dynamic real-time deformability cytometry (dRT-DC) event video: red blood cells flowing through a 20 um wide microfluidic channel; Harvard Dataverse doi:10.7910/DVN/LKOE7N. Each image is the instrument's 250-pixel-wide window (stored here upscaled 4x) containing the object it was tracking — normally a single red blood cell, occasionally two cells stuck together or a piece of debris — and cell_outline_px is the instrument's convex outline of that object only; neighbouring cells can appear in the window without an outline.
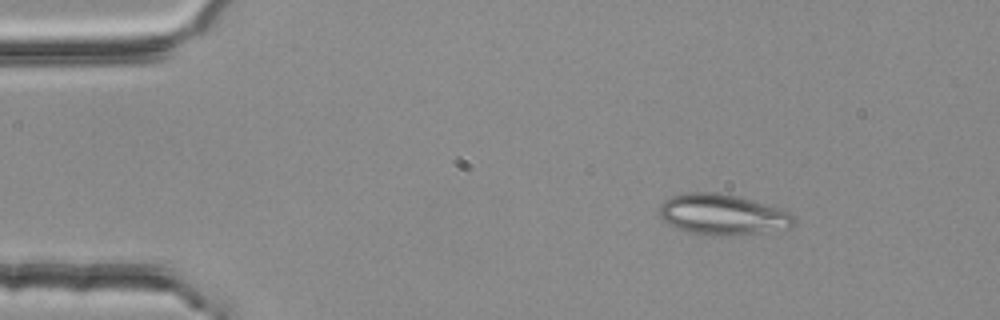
{"species": "common noctule bat (a hibernating species)", "species_latin": "Nyctalus noctula", "temperature_condition": "room temperature", "stored_images_in_passage": 46, "segment_of_instrument_passage": [1, 2], "camera_frame_rate_fps": 3000, "um_per_image_px": 0.085, "animal": {"sex": "female", "body_mass_g": 25.1}, "frame": {"image": 1, "passage_image": 1, "time_ms": 0.0, "image_size_px": [1000, 320], "cell_outline_px": [[796, 224], [788, 228], [760, 232], [724, 236], [712, 236], [688, 232], [668, 224], [660, 216], [660, 204], [664, 200], [672, 196], [688, 192], [720, 192], [740, 196], [788, 212], [792, 216]], "centroid_in_image_um": [61.37, 18.23], "position_along_channel_um": 23.6, "area_um2": 31.73}}